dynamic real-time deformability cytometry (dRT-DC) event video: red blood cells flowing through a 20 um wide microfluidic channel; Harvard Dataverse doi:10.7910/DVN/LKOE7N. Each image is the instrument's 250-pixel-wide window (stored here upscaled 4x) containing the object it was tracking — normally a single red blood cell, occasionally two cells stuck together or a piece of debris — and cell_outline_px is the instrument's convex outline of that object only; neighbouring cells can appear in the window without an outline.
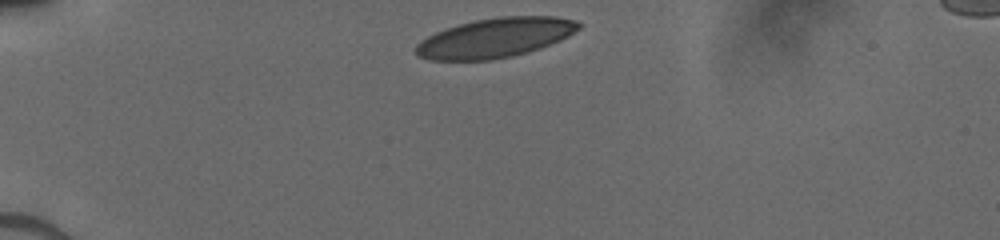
{"species": "human", "species_latin": "Homo sapiens", "temperature_condition": "cold", "stored_images_in_passage": 31, "camera_frame_rate_fps": 3000, "um_per_image_px": 0.085, "donor": {"sex": "male"}, "frame": {"image": 1, "passage_image": 1, "time_ms": 0.0, "image_size_px": [1000, 240], "cell_outline_px": [[584, 24], [580, 28], [568, 36], [560, 40], [540, 48], [528, 52], [512, 56], [492, 60], [428, 60], [416, 56], [416, 44], [420, 40], [436, 32], [460, 24], [476, 20], [500, 16], [556, 16], [576, 20]], "centroid_in_image_um": [42.11, 3.21], "position_along_channel_um": 42.9, "area_um2": 37.57}}
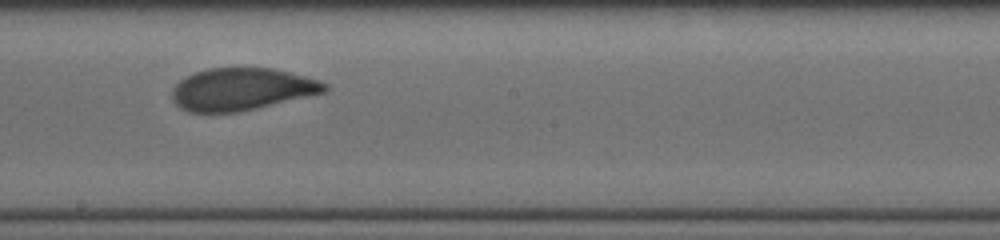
{"frame": {"image": 2, "passage_image": 18, "time_ms": 5.667, "image_size_px": [1000, 240], "cell_outline_px": [[328, 88], [324, 92], [256, 108], [236, 112], [188, 112], [180, 108], [172, 100], [172, 88], [180, 80], [196, 72], [208, 68], [276, 68], [320, 80], [328, 84]], "centroid_in_image_um": [20.53, 7.57], "position_along_channel_um": 227.7, "area_um2": 37.45}}
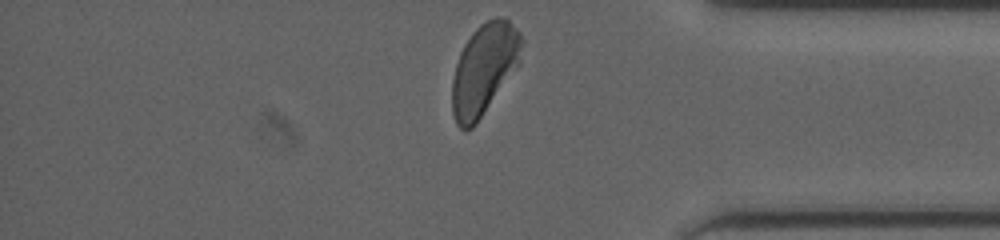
{"frame": {"image": 3, "passage_image": 31, "time_ms": 10.0, "image_size_px": [1000, 240], "cell_outline_px": [[524, 40], [520, 64], [476, 124], [472, 128], [464, 132], [456, 124], [452, 112], [452, 80], [456, 64], [460, 52], [464, 44], [472, 32], [480, 24], [496, 16], [504, 16], [520, 32]], "centroid_in_image_um": [41.17, 5.87], "position_along_channel_um": 394.0, "area_um2": 37.34}}